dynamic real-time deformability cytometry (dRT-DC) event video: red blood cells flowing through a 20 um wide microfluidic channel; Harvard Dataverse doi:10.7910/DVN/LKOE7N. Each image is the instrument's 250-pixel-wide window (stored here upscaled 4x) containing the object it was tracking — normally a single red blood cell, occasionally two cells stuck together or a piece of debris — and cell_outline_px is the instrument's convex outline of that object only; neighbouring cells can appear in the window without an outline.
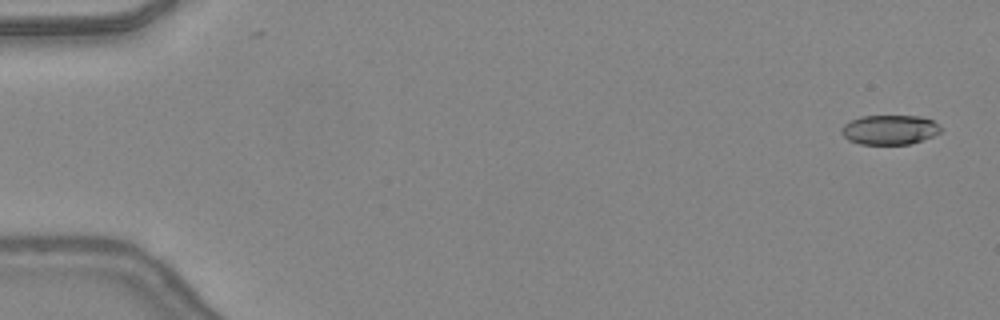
{"species": "common noctule bat (a hibernating species)", "species_latin": "Nyctalus noctula", "temperature_condition": "warm", "stored_images_in_passage": 10, "camera_frame_rate_fps": 3000, "um_per_image_px": 0.085, "animal": {"sex": "female", "body_mass_g": 24.6, "forearm_length_mm": 56.2}, "frame": {"image": 1, "passage_image": 2, "time_ms": 0.333, "image_size_px": [1000, 320], "cell_outline_px": [[940, 132], [932, 136], [908, 144], [860, 144], [848, 140], [840, 132], [840, 128], [844, 124], [860, 116], [920, 116], [932, 120], [940, 128]], "centroid_in_image_um": [75.56, 11.02], "position_along_channel_um": 9.4, "area_um2": 16.94}}